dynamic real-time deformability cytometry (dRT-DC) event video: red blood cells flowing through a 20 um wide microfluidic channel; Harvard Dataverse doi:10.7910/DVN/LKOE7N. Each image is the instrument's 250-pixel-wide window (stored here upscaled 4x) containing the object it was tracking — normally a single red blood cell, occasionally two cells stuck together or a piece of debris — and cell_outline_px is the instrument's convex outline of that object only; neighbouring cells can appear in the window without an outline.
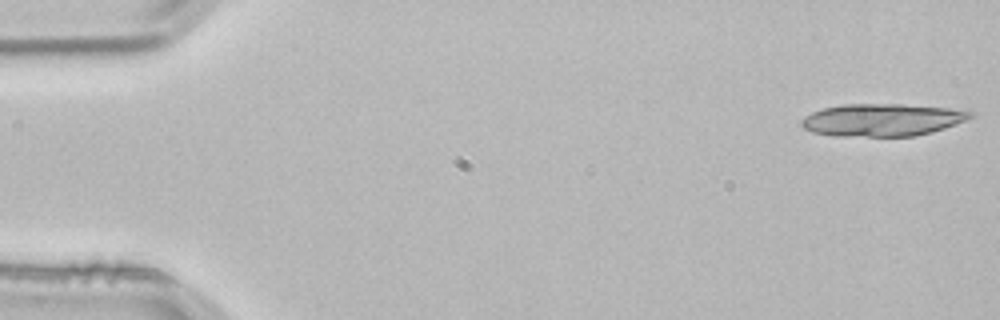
{"species": "common noctule bat (a hibernating species)", "species_latin": "Nyctalus noctula", "temperature_condition": "room temperature", "stored_images_in_passage": 17, "camera_frame_rate_fps": 3000, "um_per_image_px": 0.085, "animal": {"sex": "male", "body_mass_g": 21.5, "forearm_length_mm": 52.0}, "frame": {"image": 1, "passage_image": 1, "time_ms": 0.0, "image_size_px": [1000, 320], "cell_outline_px": [[972, 116], [956, 124], [944, 128], [916, 136], [832, 136], [812, 132], [804, 128], [800, 124], [800, 120], [804, 116], [812, 112], [824, 108], [844, 104], [900, 104], [948, 108], [972, 112]], "centroid_in_image_um": [74.91, 10.19], "position_along_channel_um": 10.1, "area_um2": 31.79}}